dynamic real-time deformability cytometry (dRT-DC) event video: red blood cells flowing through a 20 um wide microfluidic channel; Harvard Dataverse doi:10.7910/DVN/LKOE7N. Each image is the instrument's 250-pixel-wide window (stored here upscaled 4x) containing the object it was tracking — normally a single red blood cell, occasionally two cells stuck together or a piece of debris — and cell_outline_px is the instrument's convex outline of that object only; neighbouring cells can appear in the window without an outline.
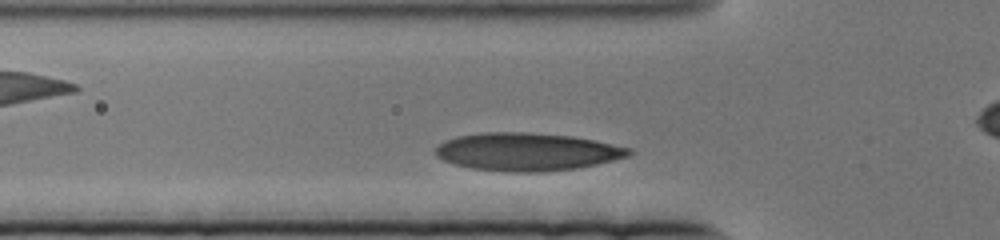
{"species": "human", "species_latin": "Homo sapiens", "temperature_condition": "cold", "stored_images_in_passage": 43, "camera_frame_rate_fps": 3000, "um_per_image_px": 0.085, "donor": {"sex": "female"}, "frame": {"image": 1, "passage_image": 5, "time_ms": 1.333, "image_size_px": [1000, 240], "cell_outline_px": [[632, 152], [628, 156], [596, 164], [576, 168], [540, 172], [508, 172], [472, 168], [452, 164], [436, 156], [436, 148], [444, 140], [456, 136], [484, 132], [528, 132], [572, 136], [632, 148]], "centroid_in_image_um": [44.76, 12.9], "position_along_channel_um": 81.0, "area_um2": 42.6}}
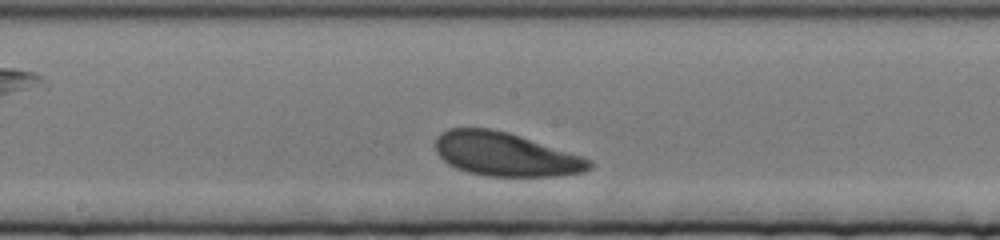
{"frame": {"image": 2, "passage_image": 21, "time_ms": 6.667, "image_size_px": [1000, 240], "cell_outline_px": [[592, 168], [584, 172], [560, 176], [484, 176], [468, 172], [456, 168], [448, 164], [436, 152], [436, 136], [440, 132], [448, 128], [492, 128], [508, 132], [592, 160]], "centroid_in_image_um": [42.93, 13.12], "position_along_channel_um": 205.3, "area_um2": 39.07}}
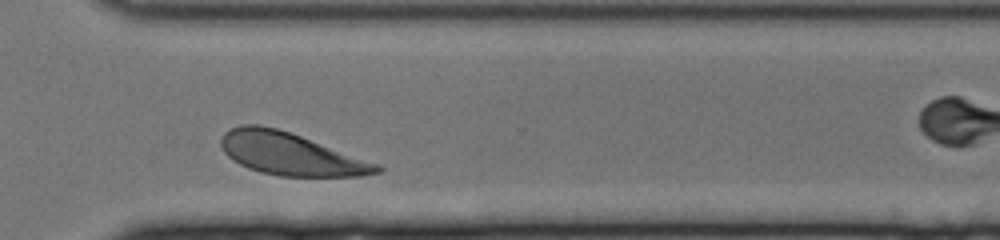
{"frame": {"image": 3, "passage_image": 39, "time_ms": 12.667, "image_size_px": [1000, 240], "cell_outline_px": [[384, 168], [380, 172], [360, 176], [280, 176], [260, 172], [248, 168], [232, 160], [224, 152], [220, 144], [220, 140], [224, 132], [240, 124], [260, 124], [276, 128], [300, 136], [380, 164]], "centroid_in_image_um": [24.67, 13.08], "position_along_channel_um": 345.9, "area_um2": 38.32}}